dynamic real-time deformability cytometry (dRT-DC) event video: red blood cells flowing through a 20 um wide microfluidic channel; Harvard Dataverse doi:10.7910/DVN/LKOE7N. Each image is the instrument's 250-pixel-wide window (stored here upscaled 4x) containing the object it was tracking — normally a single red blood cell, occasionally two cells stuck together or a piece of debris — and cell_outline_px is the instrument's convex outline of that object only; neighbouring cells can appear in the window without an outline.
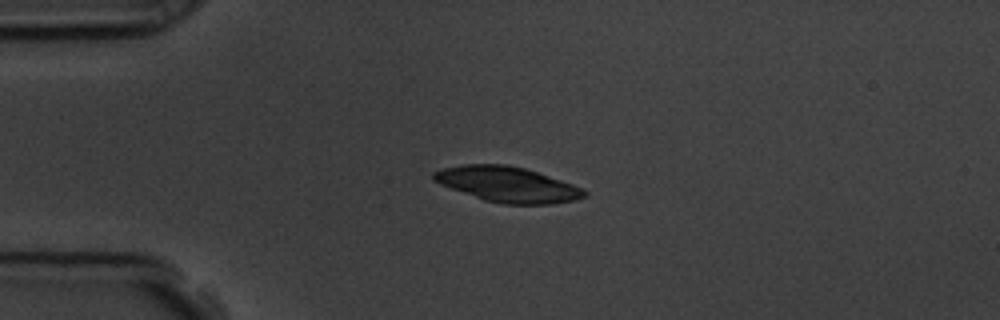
{"species": "common noctule bat (a hibernating species)", "species_latin": "Nyctalus noctula", "temperature_condition": "room temperature", "stored_images_in_passage": 44, "camera_frame_rate_fps": 3000, "um_per_image_px": 0.085, "animal": {"sex": "male", "body_mass_g": 19.5, "forearm_length_mm": 54.6}, "frame": {"image": 1, "passage_image": 1, "time_ms": 0.0, "image_size_px": [1000, 320], "cell_outline_px": [[588, 196], [576, 200], [552, 204], [504, 204], [484, 200], [440, 184], [432, 180], [432, 172], [440, 168], [460, 164], [508, 164], [524, 168], [584, 188], [588, 192]], "centroid_in_image_um": [43.13, 15.67], "position_along_channel_um": 41.9, "area_um2": 31.15}}